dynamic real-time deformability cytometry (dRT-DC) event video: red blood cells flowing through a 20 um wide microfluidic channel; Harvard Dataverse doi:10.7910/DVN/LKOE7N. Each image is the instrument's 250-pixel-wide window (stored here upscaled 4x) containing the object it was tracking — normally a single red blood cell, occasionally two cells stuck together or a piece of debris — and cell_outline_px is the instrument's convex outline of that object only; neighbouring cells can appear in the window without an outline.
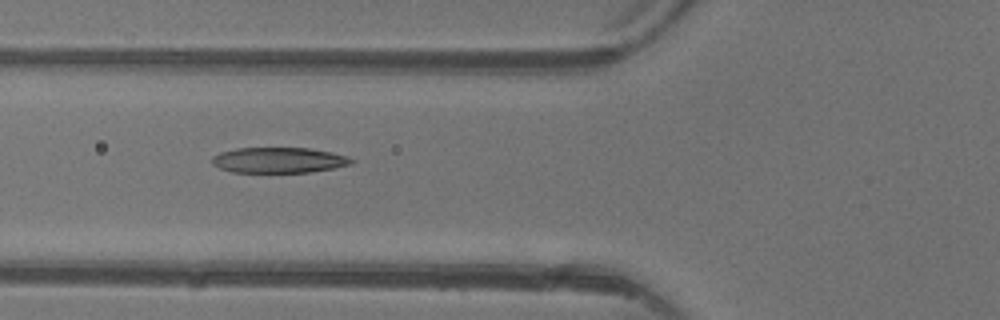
{"species": "common noctule bat (a hibernating species)", "species_latin": "Nyctalus noctula", "temperature_condition": "warm", "stored_images_in_passage": 3, "camera_frame_rate_fps": 3000, "um_per_image_px": 0.085, "animal": {"sex": "female"}, "frame": {"image": 1, "passage_image": 3, "time_ms": 2.333, "image_size_px": [1000, 320], "cell_outline_px": [[356, 160], [352, 164], [332, 168], [308, 172], [232, 172], [220, 168], [212, 164], [212, 156], [220, 152], [236, 148], [308, 148], [332, 152], [348, 156]], "centroid_in_image_um": [23.7, 13.6], "position_along_channel_um": 102.1, "area_um2": 20.75}}